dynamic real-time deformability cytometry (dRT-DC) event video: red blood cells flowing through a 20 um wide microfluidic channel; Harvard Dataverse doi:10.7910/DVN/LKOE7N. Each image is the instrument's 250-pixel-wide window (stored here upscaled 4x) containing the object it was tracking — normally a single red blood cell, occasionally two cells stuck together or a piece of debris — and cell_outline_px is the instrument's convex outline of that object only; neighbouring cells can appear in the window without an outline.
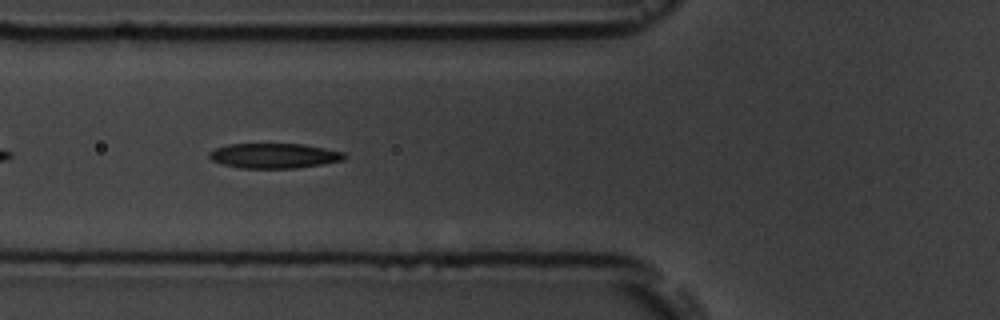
{"species": "common noctule bat (a hibernating species)", "species_latin": "Nyctalus noctula", "temperature_condition": "room temperature", "stored_images_in_passage": 14, "camera_frame_rate_fps": 3000, "um_per_image_px": 0.085, "animal": {"sex": "male", "body_mass_g": 19.5, "forearm_length_mm": 54.6}, "frame": {"image": 1, "passage_image": 5, "time_ms": 5.333, "image_size_px": [1000, 320], "cell_outline_px": [[348, 156], [344, 160], [324, 164], [296, 168], [240, 168], [224, 164], [212, 160], [208, 156], [208, 152], [216, 148], [228, 144], [304, 144], [344, 152]], "centroid_in_image_um": [23.33, 13.24], "position_along_channel_um": 102.5, "area_um2": 19.71}}
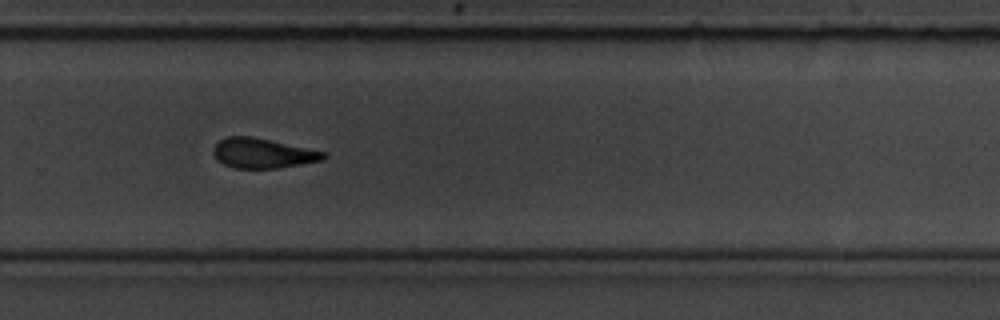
{"frame": {"image": 2, "passage_image": 10, "time_ms": 11.0, "image_size_px": [1000, 320], "cell_outline_px": [[328, 156], [320, 160], [300, 164], [276, 168], [232, 168], [216, 160], [212, 152], [212, 148], [220, 140], [228, 136], [252, 136], [328, 152]], "centroid_in_image_um": [22.31, 13.02], "position_along_channel_um": 307.5, "area_um2": 19.25}}
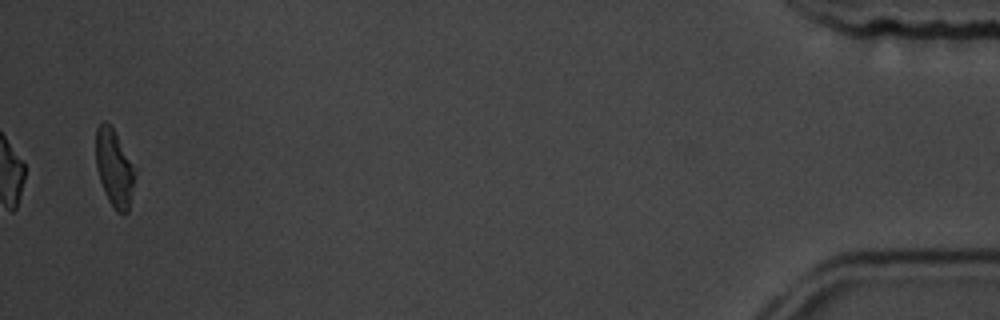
{"frame": {"image": 3, "passage_image": 14, "time_ms": 16.667, "image_size_px": [1000, 320], "cell_outline_px": [[132, 184], [128, 212], [124, 216], [116, 212], [108, 200], [104, 192], [96, 168], [96, 128], [100, 120], [104, 120], [112, 128], [132, 168]], "centroid_in_image_um": [9.63, 14.32], "position_along_channel_um": 425.6, "area_um2": 16.65}, "authors_computed_cell_mechanics": {"area_um2": 19.9988, "velocity_mm_per_s": 3.627, "shape_relaxation_time_tau1_ms": 3.1565, "shape_relaxation_time_tau2_ms": 4.1103, "deformation_change_tau1": 0.1241, "deformation_change_tau2": 0.1255}}